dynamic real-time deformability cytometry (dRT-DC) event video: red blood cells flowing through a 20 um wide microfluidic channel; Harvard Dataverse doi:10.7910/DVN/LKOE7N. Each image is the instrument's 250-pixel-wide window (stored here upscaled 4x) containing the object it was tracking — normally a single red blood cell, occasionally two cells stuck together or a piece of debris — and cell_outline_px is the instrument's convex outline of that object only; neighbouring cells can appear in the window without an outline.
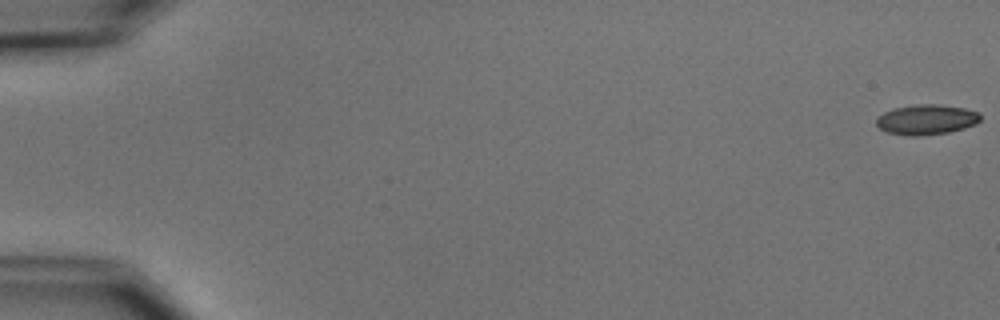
{"species": "common noctule bat (a hibernating species)", "species_latin": "Nyctalus noctula", "temperature_condition": "cold", "stored_images_in_passage": 54, "camera_frame_rate_fps": 3000, "um_per_image_px": 0.085, "animal": {"sex": "male", "body_mass_g": 15.6}, "frame": {"image": 1, "passage_image": 1, "time_ms": 0.0, "image_size_px": [1000, 320], "cell_outline_px": [[980, 120], [976, 124], [964, 128], [948, 132], [920, 136], [908, 136], [888, 132], [880, 128], [876, 124], [876, 116], [892, 108], [920, 104], [936, 104], [964, 108], [980, 112]], "centroid_in_image_um": [78.74, 10.16], "position_along_channel_um": 6.3, "area_um2": 18.32}}
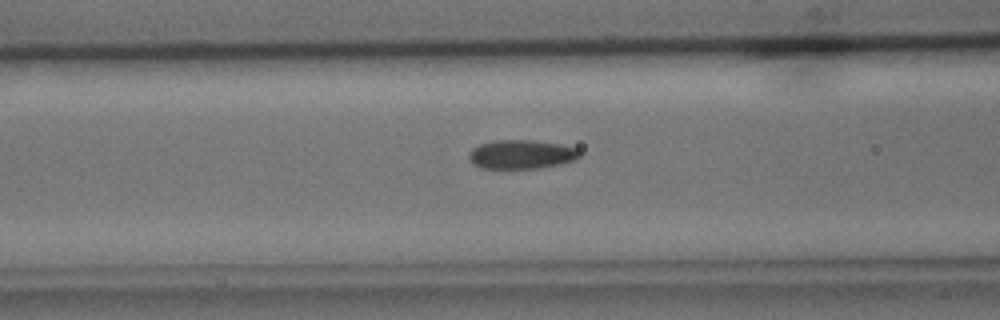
{"frame": {"image": 2, "passage_image": 23, "time_ms": 7.333, "image_size_px": [1000, 320], "cell_outline_px": [[580, 156], [576, 160], [560, 164], [540, 168], [480, 168], [468, 156], [468, 152], [472, 148], [480, 144], [496, 140], [532, 140], [560, 144], [580, 148]], "centroid_in_image_um": [44.37, 13.11], "position_along_channel_um": 122.2, "area_um2": 18.73}}
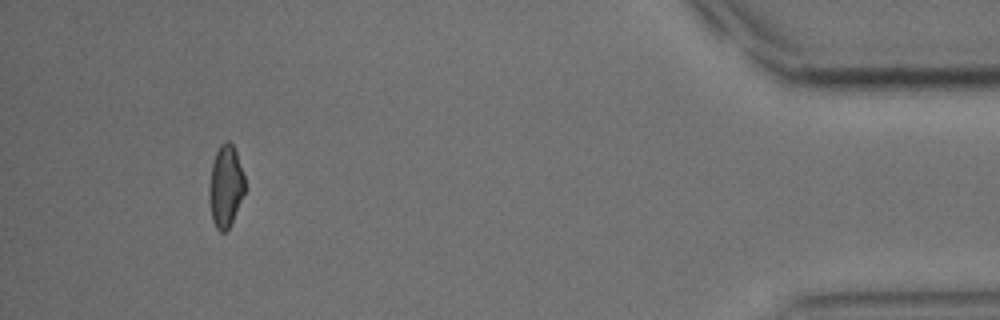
{"frame": {"image": 3, "passage_image": 51, "time_ms": 16.667, "image_size_px": [1000, 320], "cell_outline_px": [[244, 192], [232, 220], [228, 228], [224, 232], [220, 232], [216, 228], [212, 220], [208, 200], [208, 184], [212, 164], [216, 152], [220, 144], [224, 140], [228, 140], [232, 144], [236, 152], [244, 176]], "centroid_in_image_um": [19.14, 15.81], "position_along_channel_um": 416.1, "area_um2": 16.99}, "authors_computed_cell_mechanics": {"area_um2": 18.1781, "velocity_mm_per_s": 3.7803, "shape_relaxation_time_tau1_ms": 5.2187, "shape_relaxation_time_tau2_ms": 3.2793, "deformation_change_tau1": 0.1116, "deformation_change_tau2": 0.0844}}